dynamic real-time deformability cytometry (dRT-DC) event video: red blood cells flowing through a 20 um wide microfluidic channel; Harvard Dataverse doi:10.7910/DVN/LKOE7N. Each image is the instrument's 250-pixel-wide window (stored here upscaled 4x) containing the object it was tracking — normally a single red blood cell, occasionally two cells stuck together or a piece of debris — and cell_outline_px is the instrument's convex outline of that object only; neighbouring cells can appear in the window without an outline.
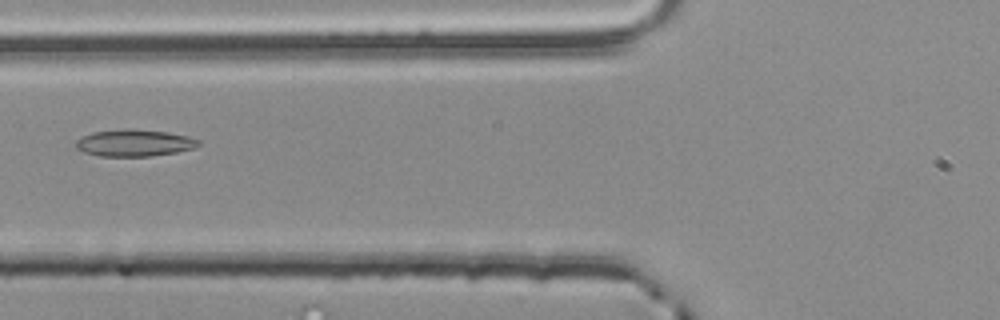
{"species": "common noctule bat (a hibernating species)", "species_latin": "Nyctalus noctula", "temperature_condition": "room temperature", "stored_images_in_passage": 4, "camera_frame_rate_fps": 3000, "um_per_image_px": 0.085, "animal": {"sex": "male", "body_mass_g": 20.4}, "frame": {"image": 1, "passage_image": 4, "time_ms": 1.0, "image_size_px": [1000, 320], "cell_outline_px": [[200, 144], [196, 148], [176, 152], [148, 156], [100, 156], [84, 152], [76, 148], [76, 140], [92, 132], [132, 128], [168, 132], [188, 136], [200, 140]], "centroid_in_image_um": [11.45, 12.14], "position_along_channel_um": 114.4, "area_um2": 19.19}}